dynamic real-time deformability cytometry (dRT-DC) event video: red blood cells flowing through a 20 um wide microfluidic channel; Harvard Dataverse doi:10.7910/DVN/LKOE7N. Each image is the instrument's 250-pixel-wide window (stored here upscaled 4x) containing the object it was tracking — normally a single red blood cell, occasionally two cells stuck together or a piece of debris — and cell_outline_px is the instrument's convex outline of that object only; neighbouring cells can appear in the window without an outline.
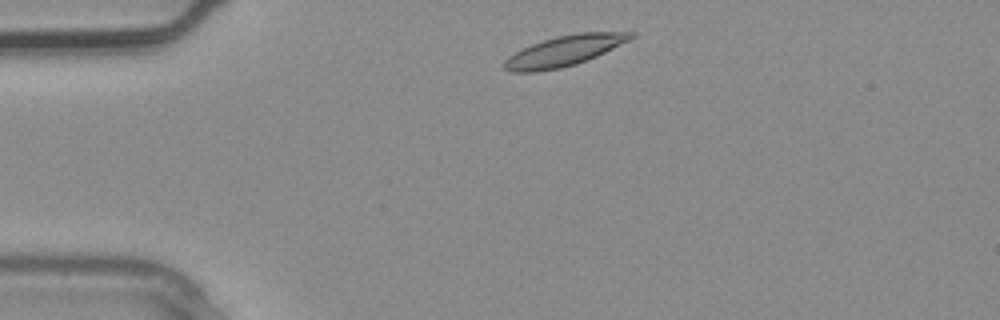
{"species": "common noctule bat (a hibernating species)", "species_latin": "Nyctalus noctula", "temperature_condition": "warm", "stored_images_in_passage": 2, "camera_frame_rate_fps": 3000, "um_per_image_px": 0.085, "animal": {"sex": "male", "body_mass_g": 20.4}, "frame": {"image": 1, "passage_image": 1, "time_ms": 0.0, "image_size_px": [1000, 320], "cell_outline_px": [[636, 36], [588, 60], [576, 64], [560, 68], [536, 72], [512, 72], [504, 68], [504, 60], [508, 56], [532, 44], [556, 36], [580, 32], [636, 32]], "centroid_in_image_um": [47.95, 4.32], "position_along_channel_um": 37.0, "area_um2": 22.2}}
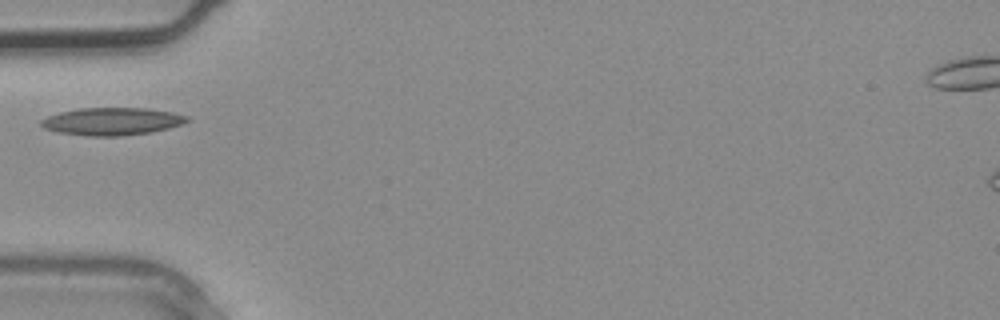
{"frame": {"image": 2, "passage_image": 2, "time_ms": 0.333, "image_size_px": [1000, 320], "cell_outline_px": [[192, 120], [168, 128], [152, 132], [120, 136], [88, 136], [56, 132], [44, 128], [40, 124], [40, 120], [48, 116], [60, 112], [80, 108], [144, 108], [172, 112], [188, 116]], "centroid_in_image_um": [9.51, 10.32], "position_along_channel_um": 75.5, "area_um2": 23.47}}